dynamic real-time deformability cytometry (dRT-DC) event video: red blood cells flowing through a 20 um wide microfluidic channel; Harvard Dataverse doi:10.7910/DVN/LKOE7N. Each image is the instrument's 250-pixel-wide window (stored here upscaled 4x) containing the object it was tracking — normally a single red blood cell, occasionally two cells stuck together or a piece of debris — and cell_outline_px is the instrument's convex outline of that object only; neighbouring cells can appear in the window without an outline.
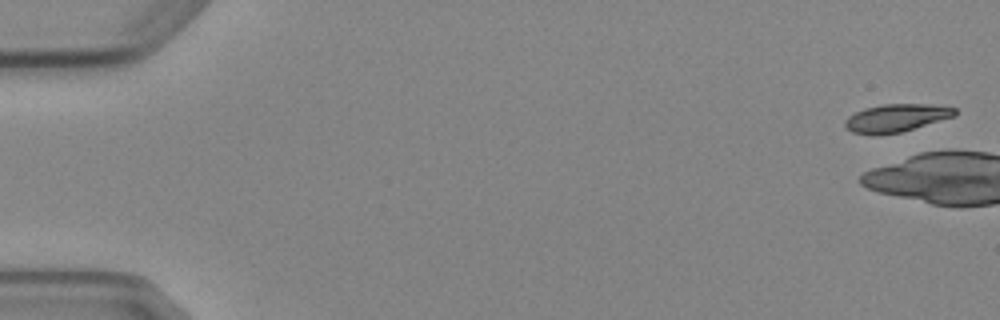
{"species": "Egyptian fruit bat (a non-hibernating species)", "species_latin": "Rousettus aegyptiacus", "temperature_condition": "cold", "stored_images_in_passage": 5, "camera_frame_rate_fps": 3000, "um_per_image_px": 0.085, "animal": {"sex": "female"}, "frame": {"image": 1, "passage_image": 1, "time_ms": 0.0, "image_size_px": [1000, 320], "cell_outline_px": [[956, 116], [900, 132], [876, 136], [872, 136], [852, 132], [844, 124], [844, 120], [848, 116], [864, 108], [884, 104], [928, 104], [956, 108]], "centroid_in_image_um": [76.15, 10.04], "position_along_channel_um": 8.8, "area_um2": 17.92}}